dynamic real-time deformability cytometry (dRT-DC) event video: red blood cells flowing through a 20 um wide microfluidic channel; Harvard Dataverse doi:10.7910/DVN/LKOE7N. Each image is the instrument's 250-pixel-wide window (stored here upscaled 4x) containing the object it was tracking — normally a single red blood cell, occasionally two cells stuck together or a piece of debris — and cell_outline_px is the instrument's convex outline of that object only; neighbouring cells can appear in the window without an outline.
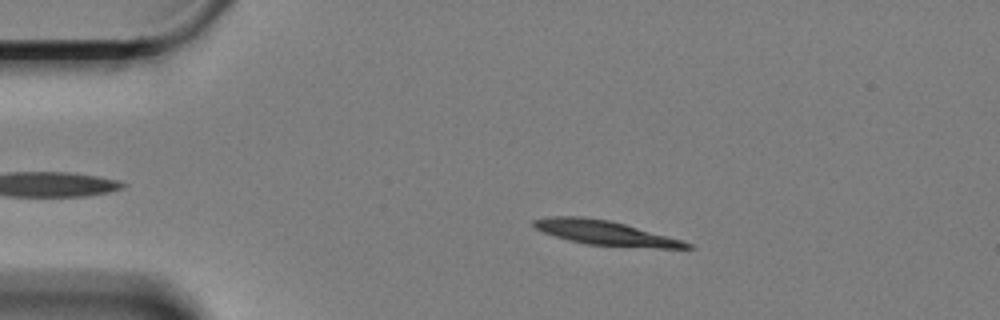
{"species": "Egyptian fruit bat (a non-hibernating species)", "species_latin": "Rousettus aegyptiacus", "temperature_condition": "cold", "stored_images_in_passage": 61, "camera_frame_rate_fps": 3000, "um_per_image_px": 0.085, "animal": {"sex": "female"}, "frame": {"image": 1, "passage_image": 11, "time_ms": 3.333, "image_size_px": [1000, 320], "cell_outline_px": [[696, 248], [656, 248], [588, 244], [568, 240], [544, 232], [536, 228], [532, 224], [532, 220], [552, 216], [580, 216], [608, 220], [624, 224], [680, 240], [692, 244]], "centroid_in_image_um": [51.41, 19.79], "position_along_channel_um": 33.6, "area_um2": 21.33}}
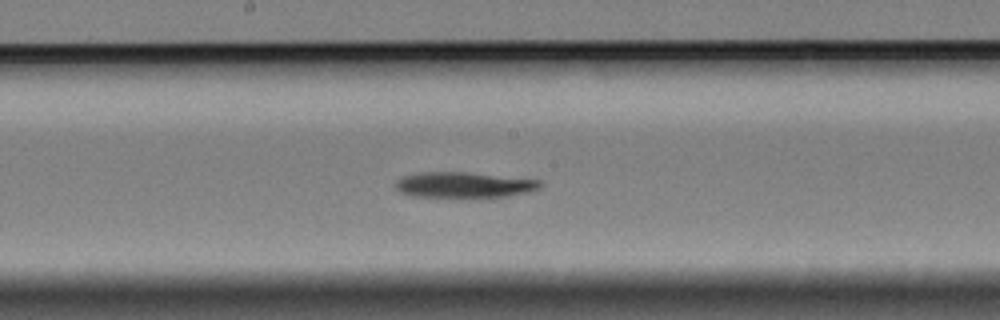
{"frame": {"image": 2, "passage_image": 31, "time_ms": 10.0, "image_size_px": [1000, 320], "cell_outline_px": [[544, 184], [540, 188], [528, 192], [484, 200], [460, 200], [412, 196], [400, 192], [396, 188], [396, 180], [404, 176], [420, 172], [464, 172], [540, 180]], "centroid_in_image_um": [39.44, 15.78], "position_along_channel_um": 208.8, "area_um2": 22.83}}
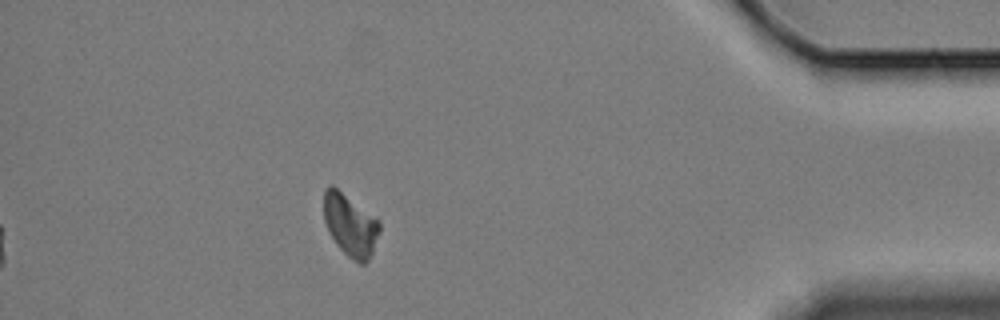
{"frame": {"image": 3, "passage_image": 53, "time_ms": 17.333, "image_size_px": [1000, 320], "cell_outline_px": [[380, 232], [372, 252], [368, 260], [364, 264], [360, 264], [352, 260], [336, 244], [328, 232], [324, 220], [324, 188], [328, 184], [332, 184], [380, 220]], "centroid_in_image_um": [29.76, 19.11], "position_along_channel_um": 405.4, "area_um2": 20.4}, "authors_computed_cell_mechanics": {"area_um2": 21.5594, "velocity_mm_per_s": 3.2897, "shape_relaxation_time_tau1_ms": 11.3866, "shape_relaxation_time_tau2_ms": null, "deformation_change_tau1": 0.1958, "deformation_change_tau2": null}}